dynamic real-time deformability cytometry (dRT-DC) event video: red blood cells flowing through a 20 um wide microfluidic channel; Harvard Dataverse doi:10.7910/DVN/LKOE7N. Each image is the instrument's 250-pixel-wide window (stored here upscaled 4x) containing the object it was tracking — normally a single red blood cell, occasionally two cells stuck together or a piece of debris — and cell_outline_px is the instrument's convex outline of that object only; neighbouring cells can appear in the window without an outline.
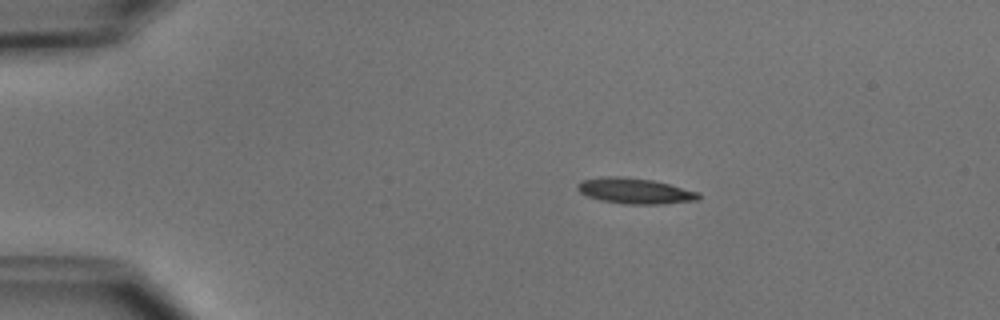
{"species": "common noctule bat (a hibernating species)", "species_latin": "Nyctalus noctula", "temperature_condition": "cold", "stored_images_in_passage": 6, "camera_frame_rate_fps": 3000, "um_per_image_px": 0.085, "animal": {"sex": "male", "body_mass_g": 15.6}, "frame": {"image": 1, "passage_image": 1, "time_ms": 0.0, "image_size_px": [1000, 320], "cell_outline_px": [[700, 200], [664, 204], [624, 204], [600, 200], [588, 196], [580, 192], [576, 188], [576, 184], [580, 180], [604, 176], [620, 176], [652, 180], [700, 192]], "centroid_in_image_um": [53.96, 16.23], "position_along_channel_um": 31.0, "area_um2": 18.26}}
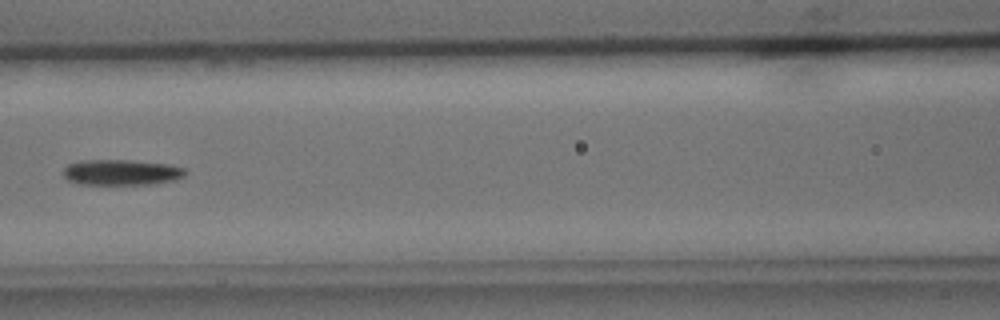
{"frame": {"image": 2, "passage_image": 5, "time_ms": 4.667, "image_size_px": [1000, 320], "cell_outline_px": [[188, 172], [184, 176], [176, 180], [152, 184], [80, 184], [68, 180], [64, 176], [64, 168], [68, 164], [84, 160], [128, 160], [168, 164], [184, 168]], "centroid_in_image_um": [10.35, 14.65], "position_along_channel_um": 156.3, "area_um2": 18.21}}
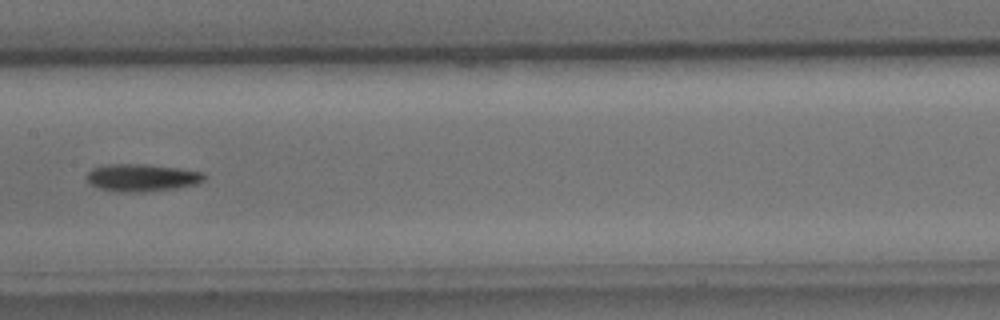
{"frame": {"image": 3, "passage_image": 6, "time_ms": 5.667, "image_size_px": [1000, 320], "cell_outline_px": [[204, 180], [196, 184], [172, 188], [140, 192], [116, 192], [100, 188], [92, 184], [88, 180], [88, 172], [92, 168], [108, 164], [148, 164], [204, 172]], "centroid_in_image_um": [12.05, 15.09], "position_along_channel_um": 195.4, "area_um2": 18.5}}